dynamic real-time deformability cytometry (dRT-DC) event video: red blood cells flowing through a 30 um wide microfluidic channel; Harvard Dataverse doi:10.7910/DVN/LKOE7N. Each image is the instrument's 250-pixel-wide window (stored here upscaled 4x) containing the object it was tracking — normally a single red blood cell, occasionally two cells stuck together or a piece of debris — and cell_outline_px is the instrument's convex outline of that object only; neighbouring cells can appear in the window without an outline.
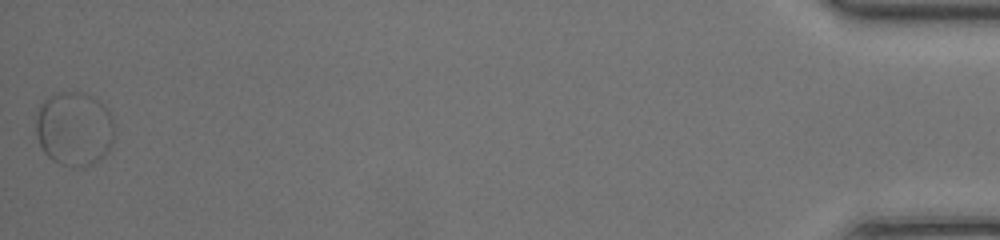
{"species": "common noctule bat (a hibernating species)", "species_latin": "Nyctalus noctula", "temperature_condition": "room temperature", "stored_images_in_passage": 48, "segment_of_instrument_passage": [2, 2], "camera_frame_rate_fps": 3000, "um_per_image_px": 0.085, "animal": {"sex": "female", "body_mass_g": 20.0, "forearm_length_mm": 54.0}, "frame": {"image": 1, "passage_image": 48, "time_ms": 15.667, "image_size_px": [1000, 240], "cell_outline_px": [[112, 144], [108, 152], [100, 160], [84, 168], [76, 168], [60, 164], [52, 160], [44, 152], [36, 136], [36, 116], [40, 104], [48, 96], [56, 92], [80, 92], [96, 96], [108, 108], [112, 116]], "centroid_in_image_um": [6.31, 10.94], "position_along_channel_um": 428.9, "area_um2": 34.56}}